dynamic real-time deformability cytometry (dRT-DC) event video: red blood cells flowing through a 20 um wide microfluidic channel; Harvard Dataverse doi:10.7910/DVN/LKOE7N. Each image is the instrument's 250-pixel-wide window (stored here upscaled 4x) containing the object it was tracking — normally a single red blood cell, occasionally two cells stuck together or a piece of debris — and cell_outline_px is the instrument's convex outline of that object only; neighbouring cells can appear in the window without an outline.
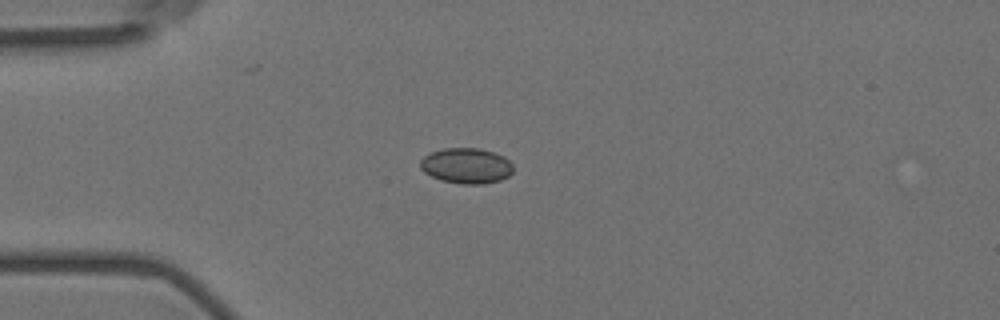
{"species": "Egyptian fruit bat (a non-hibernating species)", "species_latin": "Rousettus aegyptiacus", "temperature_condition": "room temperature", "stored_images_in_passage": 7, "camera_frame_rate_fps": 3000, "um_per_image_px": 0.085, "animal": {"sex": "female"}, "frame": {"image": 1, "passage_image": 1, "time_ms": 0.0, "image_size_px": [1000, 320], "cell_outline_px": [[512, 172], [508, 176], [500, 180], [484, 184], [460, 184], [440, 180], [424, 172], [420, 168], [420, 160], [424, 156], [432, 152], [444, 148], [480, 148], [504, 156], [512, 164]], "centroid_in_image_um": [39.63, 14.09], "position_along_channel_um": 45.4, "area_um2": 19.25}}
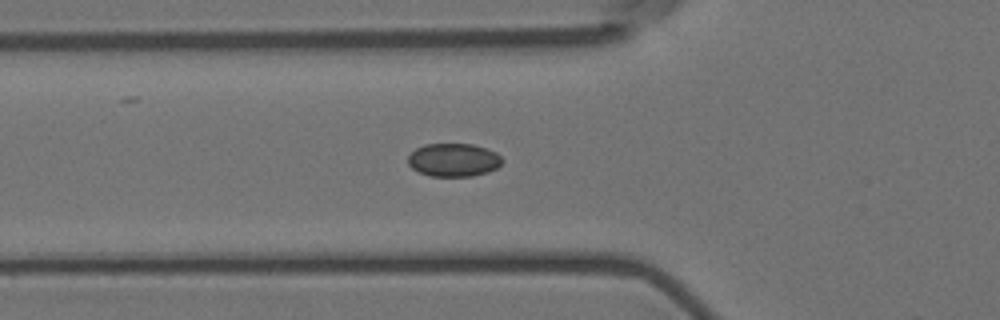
{"frame": {"image": 2, "passage_image": 6, "time_ms": 1.667, "image_size_px": [1000, 320], "cell_outline_px": [[504, 160], [496, 168], [488, 172], [472, 176], [432, 176], [420, 172], [412, 168], [408, 164], [408, 156], [416, 148], [424, 144], [472, 144], [496, 152]], "centroid_in_image_um": [38.55, 13.59], "position_along_channel_um": 87.2, "area_um2": 18.15}}